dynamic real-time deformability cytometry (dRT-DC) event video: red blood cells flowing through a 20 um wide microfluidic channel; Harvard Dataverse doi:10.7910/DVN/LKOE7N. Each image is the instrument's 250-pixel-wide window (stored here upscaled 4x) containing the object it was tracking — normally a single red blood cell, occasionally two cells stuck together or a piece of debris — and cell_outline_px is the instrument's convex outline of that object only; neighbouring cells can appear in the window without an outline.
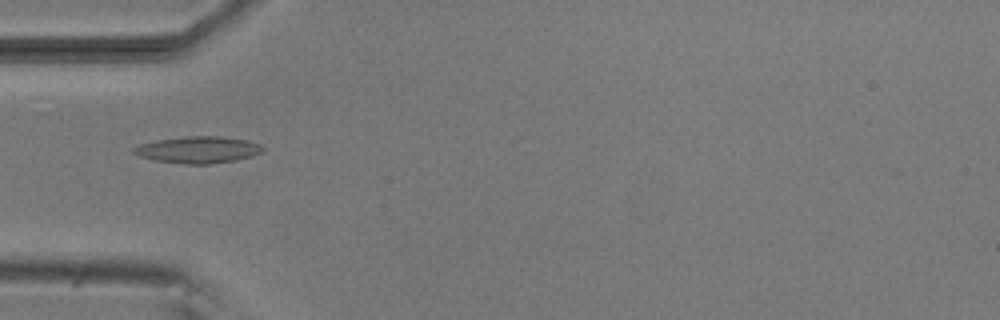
{"species": "common noctule bat (a hibernating species)", "species_latin": "Nyctalus noctula", "temperature_condition": "room temperature", "stored_images_in_passage": 3, "camera_frame_rate_fps": 3000, "um_per_image_px": 0.085, "animal": {"sex": "male", "body_mass_g": 20.5, "forearm_length_mm": 52.5}, "frame": {"image": 1, "passage_image": 3, "time_ms": 2.0, "image_size_px": [1000, 320], "cell_outline_px": [[264, 152], [252, 156], [236, 160], [208, 164], [184, 164], [156, 160], [140, 156], [132, 152], [132, 148], [140, 144], [156, 140], [184, 136], [220, 136], [248, 140], [260, 144], [264, 148]], "centroid_in_image_um": [16.86, 12.72], "position_along_channel_um": 68.1, "area_um2": 20.17}}